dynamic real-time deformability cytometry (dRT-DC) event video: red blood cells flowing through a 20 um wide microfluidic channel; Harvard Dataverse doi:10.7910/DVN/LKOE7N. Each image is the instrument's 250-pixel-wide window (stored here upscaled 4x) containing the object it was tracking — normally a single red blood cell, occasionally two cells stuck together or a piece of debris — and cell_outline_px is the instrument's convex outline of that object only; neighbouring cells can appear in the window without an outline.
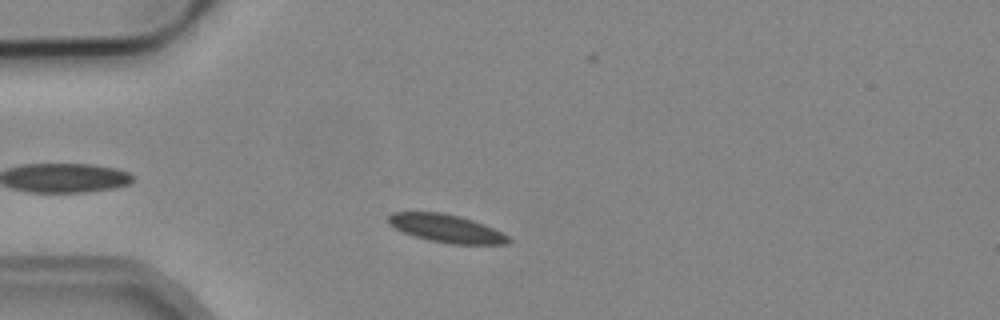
{"species": "common noctule bat (a hibernating species)", "species_latin": "Nyctalus noctula", "temperature_condition": "cold", "stored_images_in_passage": 47, "camera_frame_rate_fps": 3000, "um_per_image_px": 0.085, "animal": {"sex": "male", "body_mass_g": 19.2, "forearm_length_mm": 51.8}, "frame": {"image": 1, "passage_image": 7, "time_ms": 2.0, "image_size_px": [1000, 320], "cell_outline_px": [[512, 240], [508, 244], [448, 244], [428, 240], [404, 232], [396, 228], [388, 220], [388, 216], [392, 212], [440, 212], [460, 216], [484, 224], [508, 236]], "centroid_in_image_um": [37.97, 19.42], "position_along_channel_um": 47.0, "area_um2": 19.36}}
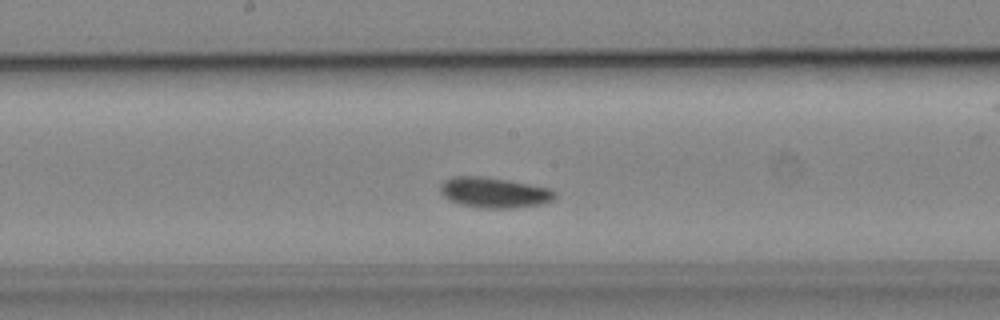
{"frame": {"image": 2, "passage_image": 21, "time_ms": 6.667, "image_size_px": [1000, 320], "cell_outline_px": [[556, 196], [552, 200], [540, 204], [516, 208], [476, 208], [460, 204], [444, 196], [440, 192], [440, 184], [444, 180], [452, 176], [484, 176], [508, 180], [548, 188], [556, 192]], "centroid_in_image_um": [41.97, 16.36], "position_along_channel_um": 206.2, "area_um2": 20.35}}
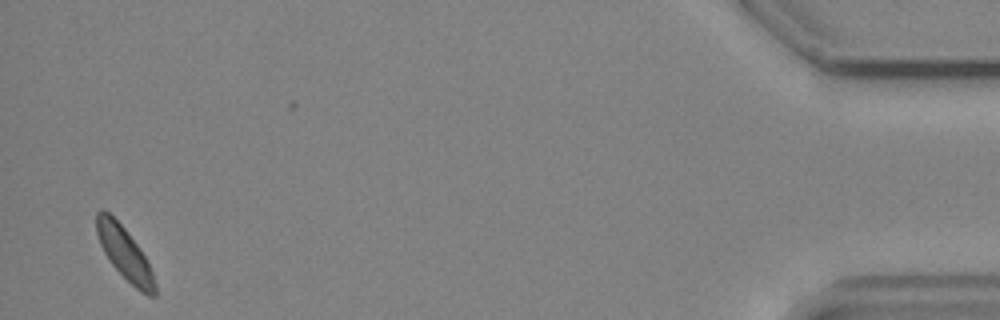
{"frame": {"image": 3, "passage_image": 45, "time_ms": 14.667, "image_size_px": [1000, 320], "cell_outline_px": [[156, 296], [148, 296], [140, 292], [112, 264], [104, 252], [100, 244], [96, 232], [96, 212], [100, 208], [104, 208], [124, 228], [140, 248], [152, 272], [156, 284]], "centroid_in_image_um": [10.58, 21.51], "position_along_channel_um": 424.6, "area_um2": 17.63}, "authors_computed_cell_mechanics": {"area_um2": 19.0162, "velocity_mm_per_s": 3.811, "shape_relaxation_time_tau1_ms": 1.8933, "shape_relaxation_time_tau2_ms": null, "deformation_change_tau1": 0.0685, "deformation_change_tau2": null}}